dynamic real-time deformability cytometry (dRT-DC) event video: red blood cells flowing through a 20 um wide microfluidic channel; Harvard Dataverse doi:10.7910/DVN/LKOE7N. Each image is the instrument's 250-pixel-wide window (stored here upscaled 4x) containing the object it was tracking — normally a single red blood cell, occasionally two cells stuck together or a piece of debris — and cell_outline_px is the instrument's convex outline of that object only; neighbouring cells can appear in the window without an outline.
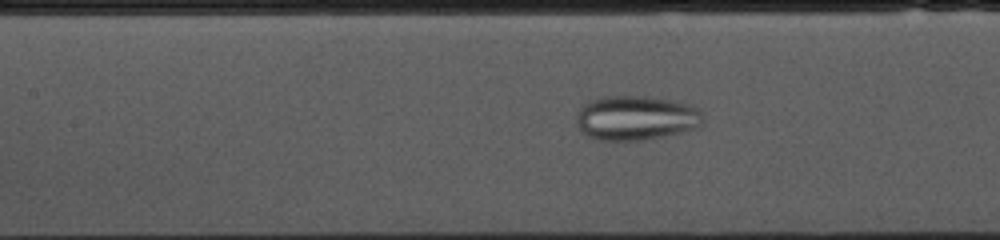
{"species": "common noctule bat (a hibernating species)", "species_latin": "Nyctalus noctula", "temperature_condition": "cold", "stored_images_in_passage": 55, "camera_frame_rate_fps": 3000, "um_per_image_px": 0.085, "animal": {"sex": "female", "body_mass_g": 10.0, "forearm_length_mm": 53.1}, "frame": {"image": 1, "passage_image": 22, "time_ms": 7.0, "image_size_px": [1000, 240], "cell_outline_px": [[704, 120], [696, 128], [680, 132], [644, 140], [596, 140], [588, 136], [576, 124], [576, 112], [584, 104], [600, 96], [644, 96], [672, 100], [688, 104], [696, 108], [704, 116]], "centroid_in_image_um": [54.03, 10.02], "position_along_channel_um": 153.4, "area_um2": 32.83}}
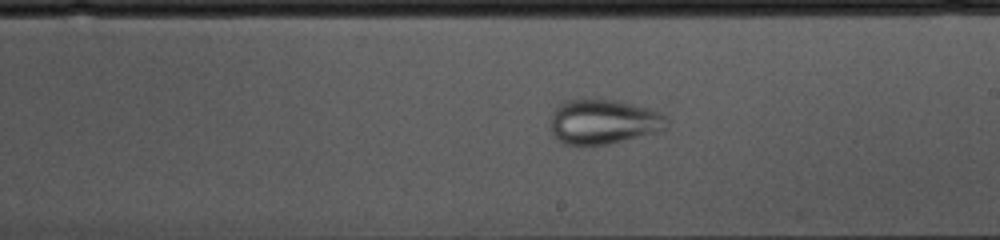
{"frame": {"image": 2, "passage_image": 29, "time_ms": 9.333, "image_size_px": [1000, 240], "cell_outline_px": [[668, 120], [664, 128], [660, 132], [608, 144], [560, 144], [552, 132], [552, 112], [564, 100], [616, 100], [652, 108], [668, 116]], "centroid_in_image_um": [51.34, 10.35], "position_along_channel_um": 237.7, "area_um2": 30.35}}
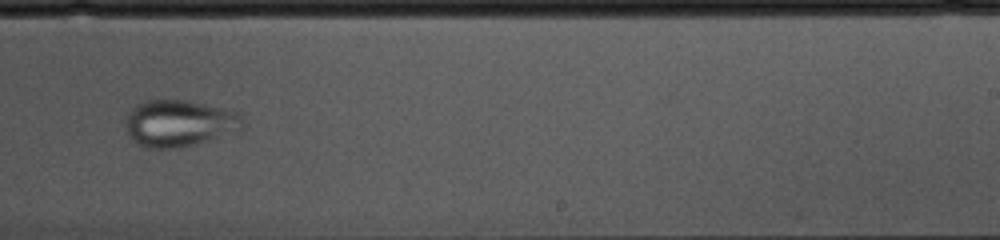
{"frame": {"image": 3, "passage_image": 32, "time_ms": 10.333, "image_size_px": [1000, 240], "cell_outline_px": [[244, 128], [240, 132], [176, 148], [148, 148], [136, 144], [128, 136], [128, 116], [132, 108], [136, 104], [148, 100], [184, 100], [224, 108], [240, 112], [244, 116]], "centroid_in_image_um": [15.32, 10.48], "position_along_channel_um": 273.7, "area_um2": 31.96}}